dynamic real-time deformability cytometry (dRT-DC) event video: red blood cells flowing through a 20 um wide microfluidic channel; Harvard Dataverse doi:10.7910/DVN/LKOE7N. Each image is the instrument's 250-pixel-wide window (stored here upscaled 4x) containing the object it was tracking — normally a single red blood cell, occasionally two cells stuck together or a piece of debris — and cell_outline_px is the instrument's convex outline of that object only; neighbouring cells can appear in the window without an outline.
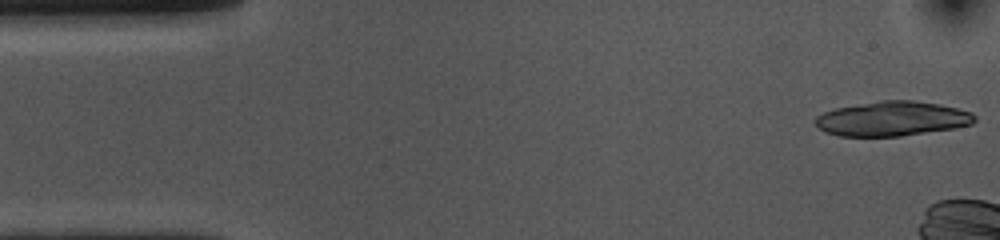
{"species": "common noctule bat (a hibernating species)", "species_latin": "Nyctalus noctula", "temperature_condition": "cold", "stored_images_in_passage": 9, "camera_frame_rate_fps": 3000, "um_per_image_px": 0.085, "animal": {"sex": "female", "body_mass_g": 10.0, "forearm_length_mm": 53.1}, "frame": {"image": 1, "passage_image": 1, "time_ms": 0.0, "image_size_px": [1000, 240], "cell_outline_px": [[976, 120], [972, 124], [952, 128], [900, 136], [840, 136], [824, 132], [816, 124], [816, 116], [824, 112], [836, 108], [880, 100], [912, 100], [940, 104], [972, 112], [976, 116]], "centroid_in_image_um": [75.84, 10.08], "position_along_channel_um": 9.2, "area_um2": 31.96}}